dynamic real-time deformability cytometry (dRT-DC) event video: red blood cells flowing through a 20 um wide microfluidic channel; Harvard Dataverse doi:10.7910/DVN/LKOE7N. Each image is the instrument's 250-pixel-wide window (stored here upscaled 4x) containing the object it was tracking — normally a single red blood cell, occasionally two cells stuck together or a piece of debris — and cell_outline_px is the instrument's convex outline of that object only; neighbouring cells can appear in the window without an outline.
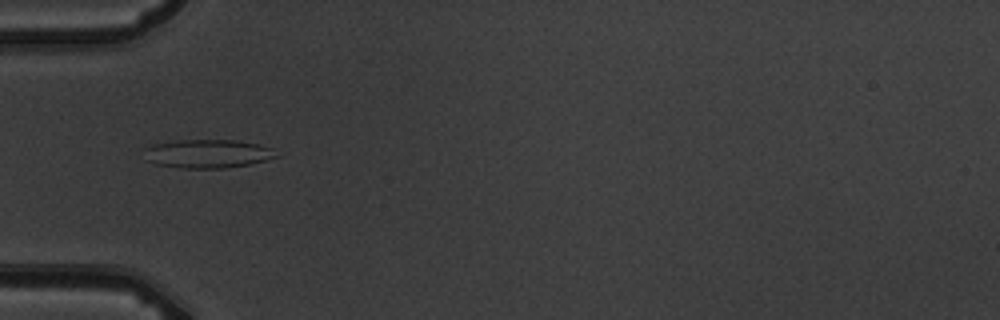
{"species": "common noctule bat (a hibernating species)", "species_latin": "Nyctalus noctula", "temperature_condition": "warm", "stored_images_in_passage": 2, "camera_frame_rate_fps": 3000, "um_per_image_px": 0.085, "animal": {"sex": "male", "body_mass_g": 19.5, "forearm_length_mm": 54.6}, "frame": {"image": 1, "passage_image": 2, "time_ms": 1.333, "image_size_px": [1000, 320], "cell_outline_px": [[280, 156], [268, 160], [228, 168], [184, 168], [156, 164], [144, 160], [144, 148], [152, 144], [180, 140], [236, 140], [260, 144], [272, 148]], "centroid_in_image_um": [17.65, 13.06], "position_along_channel_um": 67.3, "area_um2": 22.25}}